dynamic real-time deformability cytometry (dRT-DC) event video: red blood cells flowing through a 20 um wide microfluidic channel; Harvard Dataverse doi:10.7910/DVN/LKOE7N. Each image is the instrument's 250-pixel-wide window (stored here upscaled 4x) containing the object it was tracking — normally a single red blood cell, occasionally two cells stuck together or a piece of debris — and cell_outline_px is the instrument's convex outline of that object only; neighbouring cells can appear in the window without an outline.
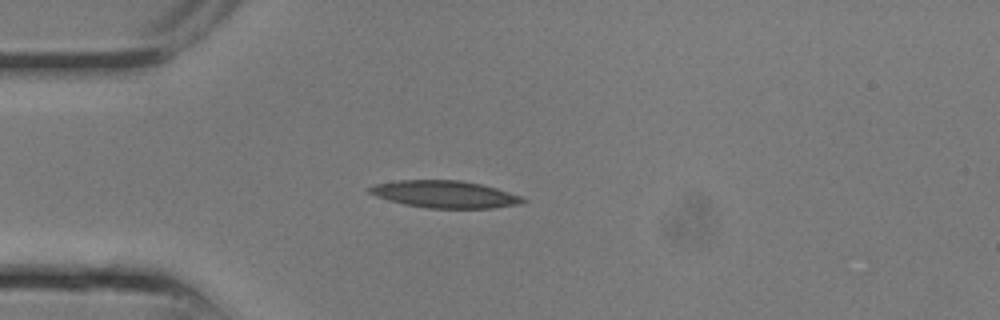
{"species": "common noctule bat (a hibernating species)", "species_latin": "Nyctalus noctula", "temperature_condition": "room temperature", "stored_images_in_passage": 10, "camera_frame_rate_fps": 3000, "um_per_image_px": 0.085, "animal": {"sex": "male", "body_mass_g": 13.3}, "frame": {"image": 1, "passage_image": 5, "time_ms": 1.333, "image_size_px": [1000, 320], "cell_outline_px": [[528, 200], [524, 204], [492, 208], [428, 208], [404, 204], [388, 200], [376, 196], [368, 192], [368, 188], [376, 184], [400, 180], [460, 180], [480, 184], [496, 188], [524, 196]], "centroid_in_image_um": [37.88, 16.52], "position_along_channel_um": 47.1, "area_um2": 24.39}}
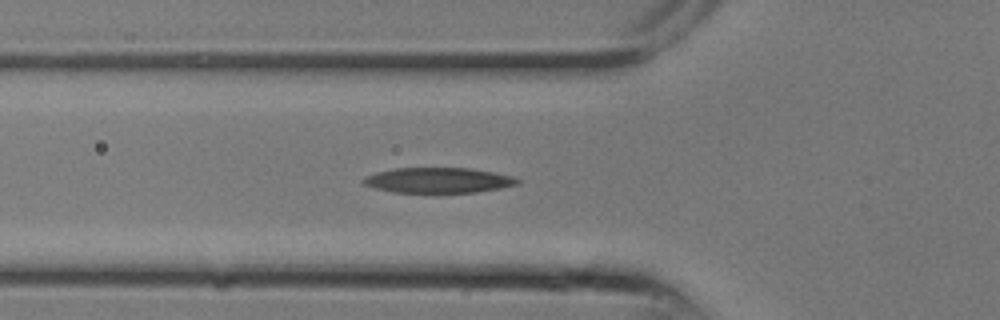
{"frame": {"image": 2, "passage_image": 7, "time_ms": 2.0, "image_size_px": [1000, 320], "cell_outline_px": [[520, 184], [500, 188], [476, 192], [392, 192], [376, 188], [364, 184], [360, 180], [364, 176], [376, 172], [396, 168], [472, 168], [516, 176], [520, 180]], "centroid_in_image_um": [37.28, 15.31], "position_along_channel_um": 88.5, "area_um2": 22.83}}
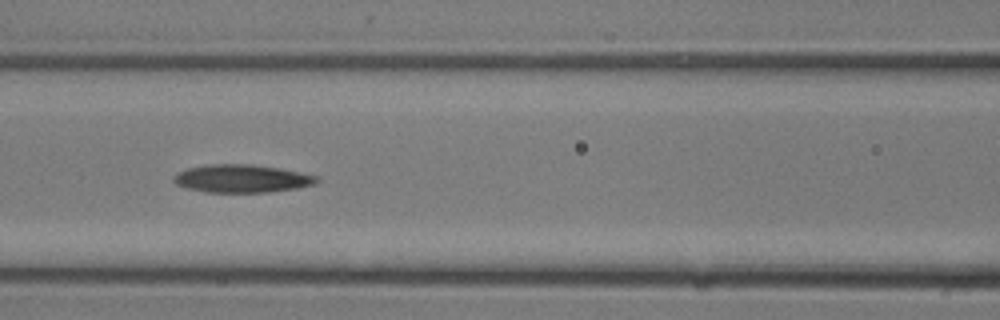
{"frame": {"image": 3, "passage_image": 9, "time_ms": 2.667, "image_size_px": [1000, 320], "cell_outline_px": [[320, 180], [316, 184], [300, 188], [268, 192], [204, 192], [188, 188], [176, 184], [172, 180], [172, 176], [176, 172], [188, 168], [208, 164], [252, 164], [280, 168], [320, 176]], "centroid_in_image_um": [20.58, 15.17], "position_along_channel_um": 146.0, "area_um2": 23.64}}